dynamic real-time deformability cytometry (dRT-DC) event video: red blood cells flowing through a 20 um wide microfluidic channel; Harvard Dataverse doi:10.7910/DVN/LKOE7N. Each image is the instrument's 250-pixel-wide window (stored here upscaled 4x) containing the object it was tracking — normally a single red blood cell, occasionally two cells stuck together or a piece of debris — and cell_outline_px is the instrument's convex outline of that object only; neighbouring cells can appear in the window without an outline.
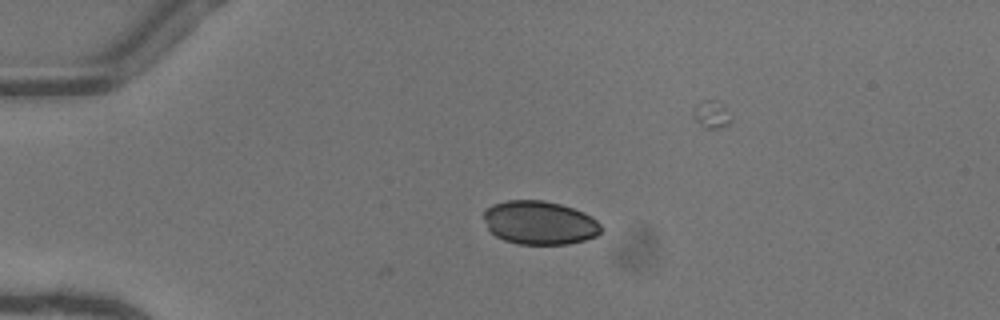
{"species": "common noctule bat (a hibernating species)", "species_latin": "Nyctalus noctula", "temperature_condition": "warm", "stored_images_in_passage": 3, "camera_frame_rate_fps": 3000, "um_per_image_px": 0.085, "animal": {"sex": "female"}, "frame": {"image": 1, "passage_image": 1, "time_ms": 0.0, "image_size_px": [1000, 320], "cell_outline_px": [[600, 232], [596, 236], [584, 240], [568, 244], [520, 244], [504, 240], [496, 236], [488, 228], [484, 220], [484, 212], [492, 204], [508, 200], [544, 200], [560, 204], [584, 212], [592, 216], [600, 224]], "centroid_in_image_um": [45.86, 18.93], "position_along_channel_um": 39.1, "area_um2": 29.71}}